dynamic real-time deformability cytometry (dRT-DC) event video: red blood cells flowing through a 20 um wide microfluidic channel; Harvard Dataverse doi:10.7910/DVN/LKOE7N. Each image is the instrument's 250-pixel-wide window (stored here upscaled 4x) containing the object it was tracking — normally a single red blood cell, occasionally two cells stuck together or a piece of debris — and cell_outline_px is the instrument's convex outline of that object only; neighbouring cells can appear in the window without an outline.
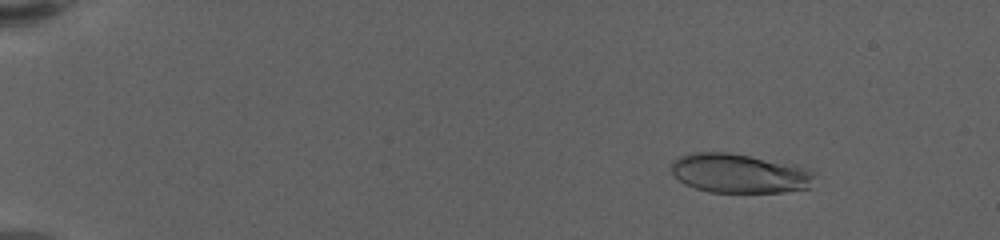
{"species": "human", "species_latin": "Homo sapiens", "temperature_condition": "warm", "stored_images_in_passage": 60, "camera_frame_rate_fps": 3000, "um_per_image_px": 0.085, "donor": {"sex": "female"}, "frame": {"image": 1, "passage_image": 9, "time_ms": 2.667, "image_size_px": [1000, 240], "cell_outline_px": [[812, 176], [808, 188], [784, 192], [708, 192], [684, 184], [672, 172], [672, 160], [680, 156], [692, 152], [728, 152], [748, 156], [804, 168], [812, 172]], "centroid_in_image_um": [62.75, 14.74], "position_along_channel_um": 22.3, "area_um2": 32.02}}
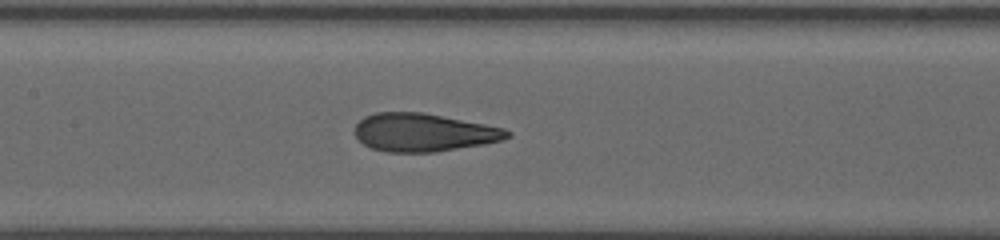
{"frame": {"image": 2, "passage_image": 32, "time_ms": 10.333, "image_size_px": [1000, 240], "cell_outline_px": [[512, 136], [500, 140], [484, 144], [436, 152], [388, 152], [372, 148], [356, 140], [356, 124], [364, 116], [376, 112], [424, 112], [504, 128], [512, 132]], "centroid_in_image_um": [36.0, 11.25], "position_along_channel_um": 171.4, "area_um2": 33.87}}
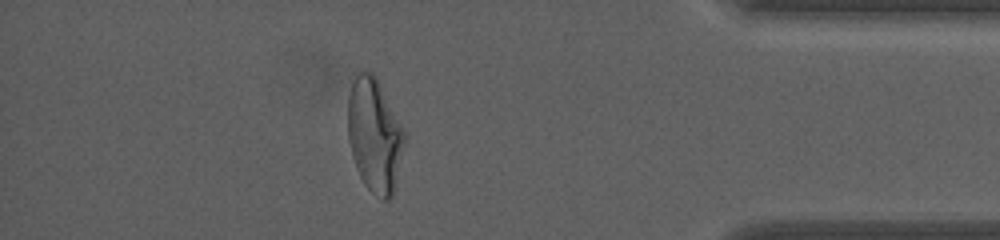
{"frame": {"image": 3, "passage_image": 54, "time_ms": 17.667, "image_size_px": [1000, 240], "cell_outline_px": [[408, 136], [396, 188], [392, 196], [388, 200], [380, 200], [364, 184], [356, 168], [352, 156], [348, 140], [348, 96], [352, 84], [356, 76], [360, 72], [372, 72], [376, 76]], "centroid_in_image_um": [31.88, 11.55], "position_along_channel_um": 403.3, "area_um2": 38.26}, "authors_computed_cell_mechanics": {"area_um2": 33.9864, "velocity_mm_per_s": 3.5698, "shape_relaxation_time_tau1_ms": 6.2016, "shape_relaxation_time_tau2_ms": 0.9623, "deformation_change_tau1": 0.2657, "deformation_change_tau2": 0.0924}}